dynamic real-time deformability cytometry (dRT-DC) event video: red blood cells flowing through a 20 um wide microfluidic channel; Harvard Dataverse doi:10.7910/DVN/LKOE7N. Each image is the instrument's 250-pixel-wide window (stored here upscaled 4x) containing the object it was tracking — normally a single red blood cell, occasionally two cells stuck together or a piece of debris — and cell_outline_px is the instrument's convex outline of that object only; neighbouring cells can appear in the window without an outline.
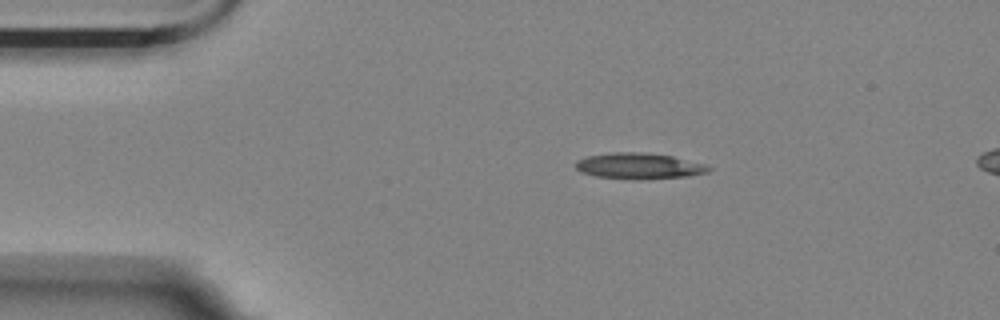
{"species": "Egyptian fruit bat (a non-hibernating species)", "species_latin": "Rousettus aegyptiacus", "temperature_condition": "room temperature", "stored_images_in_passage": 5, "segment_of_instrument_passage": [1, 2], "camera_frame_rate_fps": 3000, "um_per_image_px": 0.085, "animal": {"sex": "female"}, "frame": {"image": 1, "passage_image": 3, "time_ms": 0.667, "image_size_px": [1000, 320], "cell_outline_px": [[712, 168], [708, 172], [688, 176], [640, 180], [596, 176], [584, 172], [576, 168], [576, 160], [588, 156], [612, 152], [644, 152], [672, 156], [704, 164]], "centroid_in_image_um": [54.33, 14.11], "position_along_channel_um": 30.7, "area_um2": 20.0}}